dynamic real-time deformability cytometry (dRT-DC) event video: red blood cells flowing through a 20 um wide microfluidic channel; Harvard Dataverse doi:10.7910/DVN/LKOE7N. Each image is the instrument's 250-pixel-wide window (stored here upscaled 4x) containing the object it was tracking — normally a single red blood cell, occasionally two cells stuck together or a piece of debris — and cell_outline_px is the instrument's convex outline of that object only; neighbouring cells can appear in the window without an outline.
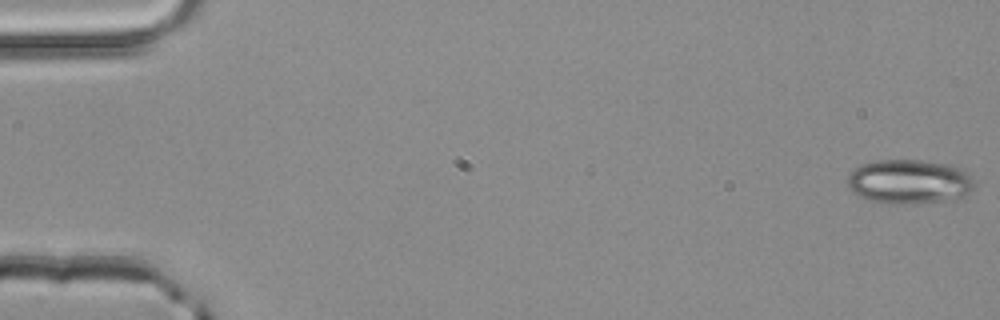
{"species": "common noctule bat (a hibernating species)", "species_latin": "Nyctalus noctula", "temperature_condition": "room temperature", "stored_images_in_passage": 52, "camera_frame_rate_fps": 3000, "um_per_image_px": 0.085, "animal": {"sex": "male", "body_mass_g": 20.4}, "frame": {"image": 1, "passage_image": 1, "time_ms": 0.0, "image_size_px": [1000, 320], "cell_outline_px": [[972, 188], [964, 196], [944, 200], [888, 204], [872, 200], [860, 196], [852, 192], [848, 188], [848, 176], [856, 168], [864, 164], [876, 160], [920, 160], [948, 164], [964, 168], [968, 172], [972, 180]], "centroid_in_image_um": [77.28, 15.42], "position_along_channel_um": 7.7, "area_um2": 32.25}}
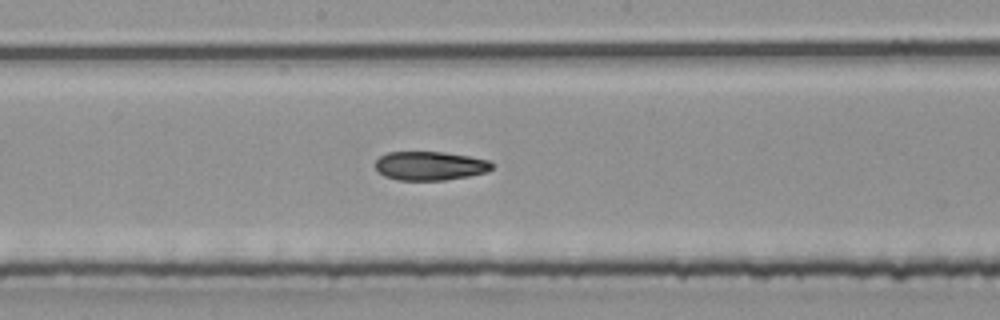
{"frame": {"image": 2, "passage_image": 28, "time_ms": 9.0, "image_size_px": [1000, 320], "cell_outline_px": [[496, 164], [488, 172], [468, 176], [444, 180], [400, 180], [384, 176], [376, 168], [376, 160], [380, 156], [388, 152], [444, 152], [468, 156], [488, 160]], "centroid_in_image_um": [36.58, 14.09], "position_along_channel_um": 211.6, "area_um2": 19.59}}
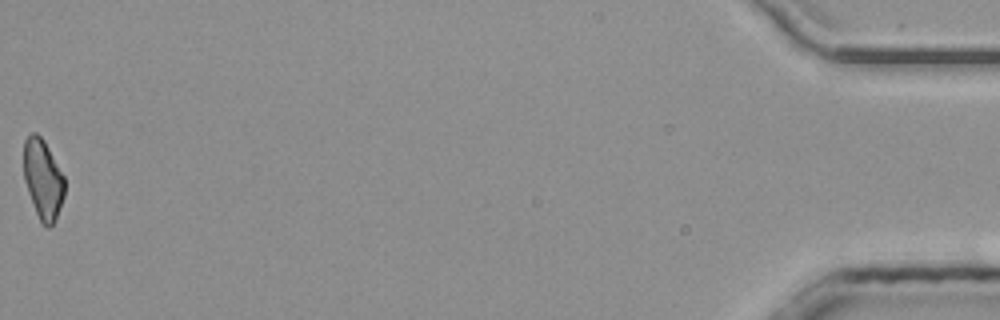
{"frame": {"image": 3, "passage_image": 52, "time_ms": 17.0, "image_size_px": [1000, 320], "cell_outline_px": [[64, 196], [56, 216], [52, 224], [48, 228], [40, 220], [36, 212], [28, 192], [24, 180], [24, 140], [32, 132], [36, 132], [44, 140], [64, 176]], "centroid_in_image_um": [3.64, 15.19], "position_along_channel_um": 431.6, "area_um2": 18.67}, "authors_computed_cell_mechanics": {"area_um2": 20.6057, "velocity_mm_per_s": 4.0756, "shape_relaxation_time_tau1_ms": null, "shape_relaxation_time_tau2_ms": 5.0861, "deformation_change_tau1": null, "deformation_change_tau2": 0.1175}}